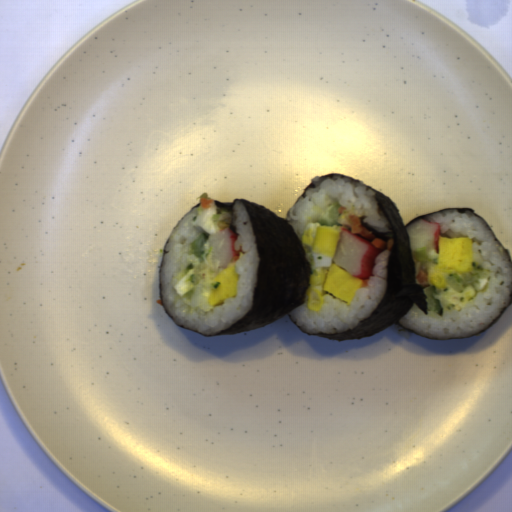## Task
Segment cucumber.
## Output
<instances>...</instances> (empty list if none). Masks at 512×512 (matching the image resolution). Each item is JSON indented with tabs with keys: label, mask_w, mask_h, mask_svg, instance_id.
I'll return each mask as SVG.
<instances>
[{
	"label": "cucumber",
	"mask_w": 512,
	"mask_h": 512,
	"mask_svg": "<svg viewBox=\"0 0 512 512\" xmlns=\"http://www.w3.org/2000/svg\"><path fill=\"white\" fill-rule=\"evenodd\" d=\"M438 253L433 247H422L414 249L415 261L422 264H437Z\"/></svg>",
	"instance_id": "obj_2"
},
{
	"label": "cucumber",
	"mask_w": 512,
	"mask_h": 512,
	"mask_svg": "<svg viewBox=\"0 0 512 512\" xmlns=\"http://www.w3.org/2000/svg\"><path fill=\"white\" fill-rule=\"evenodd\" d=\"M194 269V262H191L188 266H186L184 269L176 273L175 279L176 282H178L183 276H185L187 273L192 271Z\"/></svg>",
	"instance_id": "obj_5"
},
{
	"label": "cucumber",
	"mask_w": 512,
	"mask_h": 512,
	"mask_svg": "<svg viewBox=\"0 0 512 512\" xmlns=\"http://www.w3.org/2000/svg\"><path fill=\"white\" fill-rule=\"evenodd\" d=\"M341 206L340 201H332L330 209L326 215L321 219H318L317 223L322 226H342V224L338 221L342 213H339L338 208Z\"/></svg>",
	"instance_id": "obj_3"
},
{
	"label": "cucumber",
	"mask_w": 512,
	"mask_h": 512,
	"mask_svg": "<svg viewBox=\"0 0 512 512\" xmlns=\"http://www.w3.org/2000/svg\"><path fill=\"white\" fill-rule=\"evenodd\" d=\"M423 292L426 296L425 300L427 301L426 306L428 311L432 313H440L442 306L439 299H437L434 295V293H437L436 288L430 284V286L423 287Z\"/></svg>",
	"instance_id": "obj_4"
},
{
	"label": "cucumber",
	"mask_w": 512,
	"mask_h": 512,
	"mask_svg": "<svg viewBox=\"0 0 512 512\" xmlns=\"http://www.w3.org/2000/svg\"><path fill=\"white\" fill-rule=\"evenodd\" d=\"M208 237L209 236L203 232L201 235L189 242L191 254H193L201 264L204 263V261L213 251L212 246L204 251Z\"/></svg>",
	"instance_id": "obj_1"
}]
</instances>
